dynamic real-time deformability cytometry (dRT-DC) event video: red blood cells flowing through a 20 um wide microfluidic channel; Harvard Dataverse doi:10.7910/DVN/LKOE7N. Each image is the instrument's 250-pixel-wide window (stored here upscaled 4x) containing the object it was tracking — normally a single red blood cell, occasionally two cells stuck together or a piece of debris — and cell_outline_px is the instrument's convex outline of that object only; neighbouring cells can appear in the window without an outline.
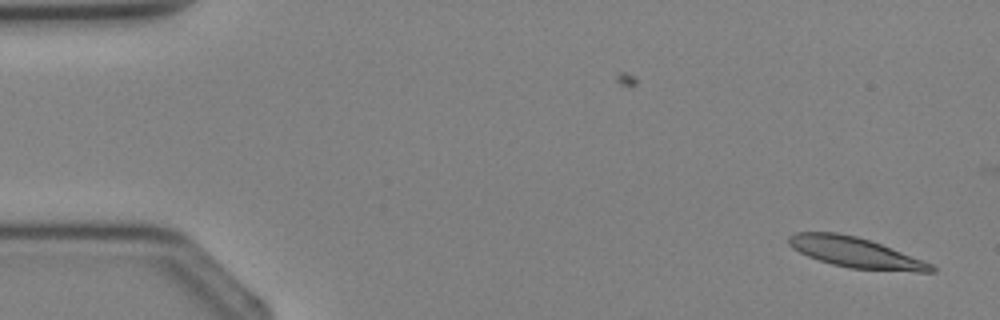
{"species": "Egyptian fruit bat (a non-hibernating species)", "species_latin": "Rousettus aegyptiacus", "temperature_condition": "cold", "stored_images_in_passage": 2, "camera_frame_rate_fps": 3000, "um_per_image_px": 0.085, "animal": {"sex": "female"}, "frame": {"image": 1, "passage_image": 2, "time_ms": 1.333, "image_size_px": [1000, 320], "cell_outline_px": [[936, 272], [916, 272], [848, 268], [832, 264], [808, 256], [792, 248], [788, 244], [788, 236], [796, 232], [836, 232], [856, 236], [880, 244], [932, 264], [936, 268]], "centroid_in_image_um": [72.69, 21.47], "position_along_channel_um": 12.3, "area_um2": 24.91}}